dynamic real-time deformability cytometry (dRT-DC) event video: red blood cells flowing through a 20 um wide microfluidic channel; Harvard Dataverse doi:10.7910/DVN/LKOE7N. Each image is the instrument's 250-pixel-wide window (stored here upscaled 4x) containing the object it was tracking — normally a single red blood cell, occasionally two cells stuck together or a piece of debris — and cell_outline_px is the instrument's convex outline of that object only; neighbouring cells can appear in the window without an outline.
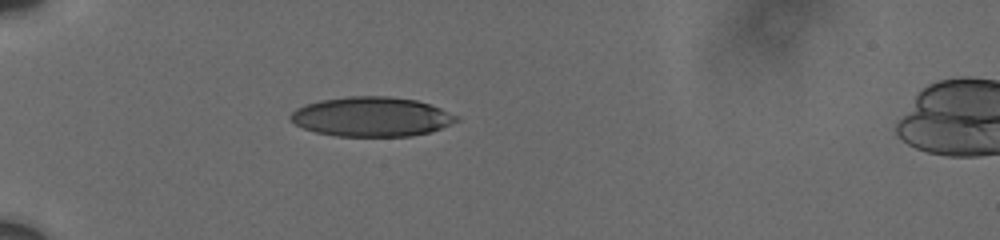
{"species": "human", "species_latin": "Homo sapiens", "temperature_condition": "cold", "stored_images_in_passage": 8, "camera_frame_rate_fps": 3000, "um_per_image_px": 0.085, "donor": {"sex": "male"}, "frame": {"image": 1, "passage_image": 6, "time_ms": 4.667, "image_size_px": [1000, 240], "cell_outline_px": [[460, 120], [440, 128], [428, 132], [412, 136], [336, 136], [316, 132], [304, 128], [296, 124], [288, 116], [296, 108], [320, 100], [348, 96], [388, 96], [416, 100], [440, 108], [460, 116]], "centroid_in_image_um": [31.59, 9.92], "position_along_channel_um": 53.4, "area_um2": 38.09}}
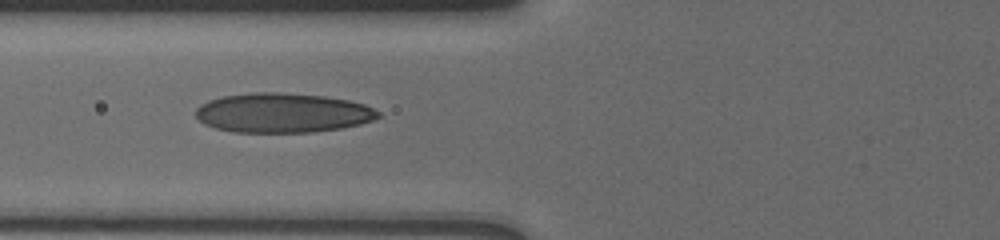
{"frame": {"image": 2, "passage_image": 8, "time_ms": 6.667, "image_size_px": [1000, 240], "cell_outline_px": [[380, 116], [372, 120], [360, 124], [340, 128], [312, 132], [232, 132], [216, 128], [204, 124], [196, 116], [196, 108], [200, 104], [208, 100], [224, 96], [252, 92], [280, 92], [324, 96], [348, 100], [364, 104], [380, 112]], "centroid_in_image_um": [24.0, 9.59], "position_along_channel_um": 101.8, "area_um2": 42.02}}